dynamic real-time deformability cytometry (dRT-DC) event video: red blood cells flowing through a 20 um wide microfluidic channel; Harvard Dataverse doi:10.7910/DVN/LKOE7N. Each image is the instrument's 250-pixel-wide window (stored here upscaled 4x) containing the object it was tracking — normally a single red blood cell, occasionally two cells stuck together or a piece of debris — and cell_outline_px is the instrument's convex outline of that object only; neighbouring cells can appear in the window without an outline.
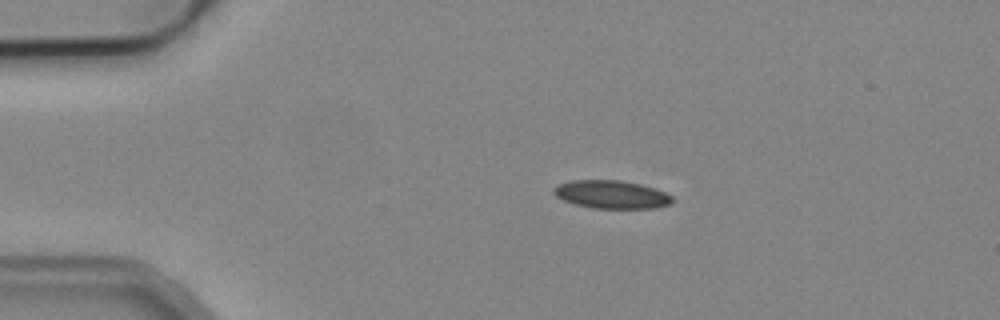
{"species": "common noctule bat (a hibernating species)", "species_latin": "Nyctalus noctula", "temperature_condition": "cold", "stored_images_in_passage": 40, "camera_frame_rate_fps": 3000, "um_per_image_px": 0.085, "animal": {"sex": "male", "body_mass_g": 19.2, "forearm_length_mm": 51.8}, "frame": {"image": 1, "passage_image": 1, "time_ms": 0.0, "image_size_px": [1000, 320], "cell_outline_px": [[672, 200], [668, 204], [656, 208], [592, 208], [576, 204], [564, 200], [556, 196], [552, 192], [552, 188], [560, 184], [572, 180], [620, 180], [640, 184], [656, 188], [672, 196]], "centroid_in_image_um": [51.96, 16.52], "position_along_channel_um": 33.0, "area_um2": 19.31}}
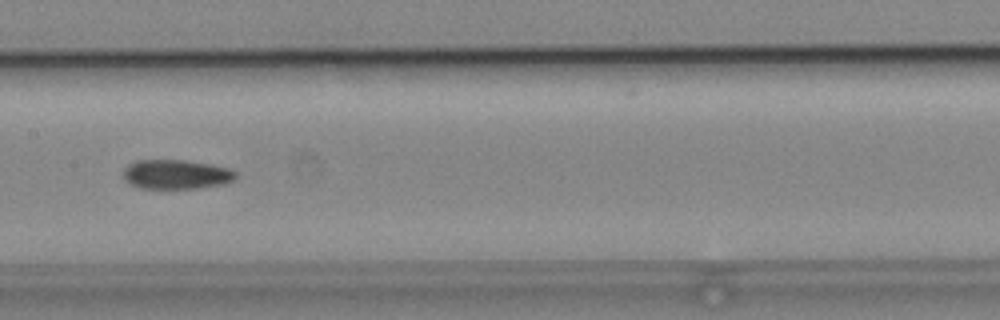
{"frame": {"image": 2, "passage_image": 17, "time_ms": 5.333, "image_size_px": [1000, 320], "cell_outline_px": [[236, 176], [232, 180], [224, 184], [196, 188], [140, 188], [128, 184], [124, 180], [124, 168], [128, 164], [136, 160], [184, 160], [212, 164], [228, 168], [236, 172]], "centroid_in_image_um": [14.94, 14.81], "position_along_channel_um": 192.5, "area_um2": 19.31}}
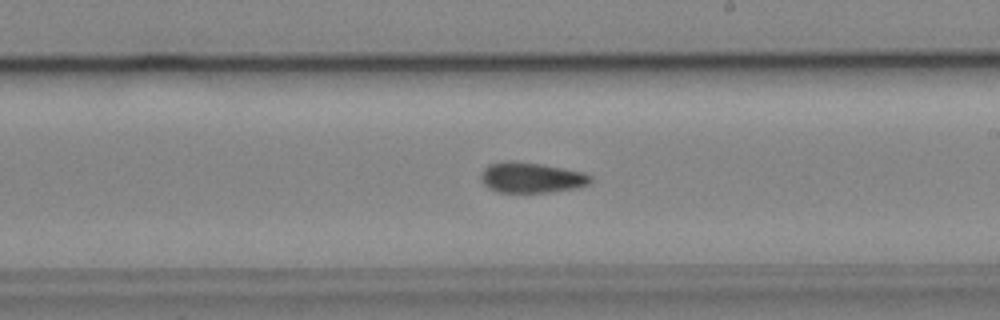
{"frame": {"image": 3, "passage_image": 21, "time_ms": 6.667, "image_size_px": [1000, 320], "cell_outline_px": [[592, 180], [588, 184], [572, 188], [548, 192], [496, 192], [488, 188], [484, 184], [480, 176], [480, 172], [488, 164], [504, 160], [512, 160], [540, 164], [584, 172], [592, 176]], "centroid_in_image_um": [45.1, 15.08], "position_along_channel_um": 243.9, "area_um2": 19.48}}